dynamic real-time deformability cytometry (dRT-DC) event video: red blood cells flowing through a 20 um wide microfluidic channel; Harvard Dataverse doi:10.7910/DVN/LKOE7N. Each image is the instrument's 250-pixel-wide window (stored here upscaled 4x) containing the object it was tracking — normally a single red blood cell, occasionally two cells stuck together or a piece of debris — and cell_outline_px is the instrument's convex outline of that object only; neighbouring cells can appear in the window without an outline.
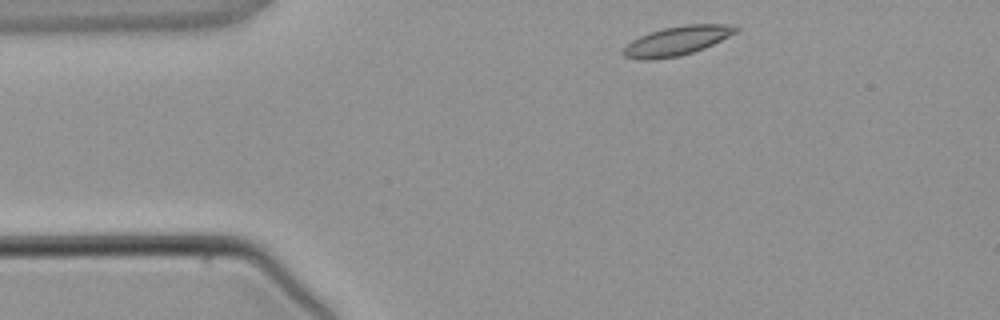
{"species": "common noctule bat (a hibernating species)", "species_latin": "Nyctalus noctula", "temperature_condition": "warm", "stored_images_in_passage": 2, "camera_frame_rate_fps": 3000, "um_per_image_px": 0.085, "animal": {"sex": "male", "body_mass_g": 21.5, "forearm_length_mm": 52.0}, "frame": {"image": 1, "passage_image": 1, "time_ms": 0.0, "image_size_px": [1000, 320], "cell_outline_px": [[740, 28], [736, 32], [704, 48], [680, 56], [652, 60], [640, 60], [624, 56], [620, 52], [632, 40], [648, 32], [664, 28], [684, 24], [724, 24]], "centroid_in_image_um": [57.48, 3.48], "position_along_channel_um": 27.5, "area_um2": 19.02}}
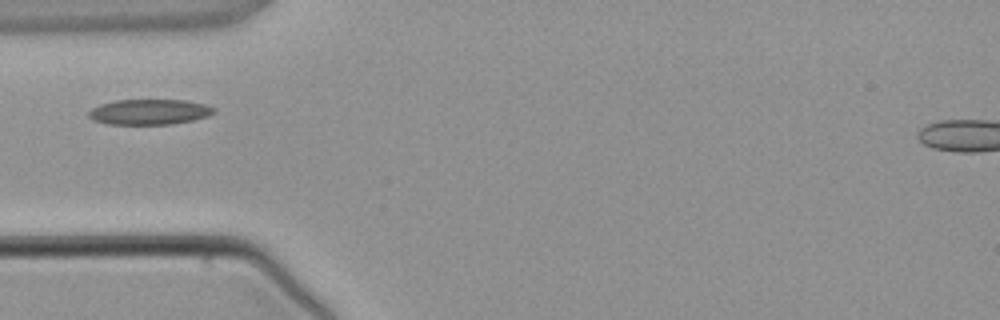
{"frame": {"image": 2, "passage_image": 2, "time_ms": 2.0, "image_size_px": [1000, 320], "cell_outline_px": [[216, 112], [208, 116], [192, 120], [172, 124], [108, 124], [92, 120], [88, 116], [88, 112], [92, 108], [100, 104], [116, 100], [184, 100], [204, 104], [216, 108]], "centroid_in_image_um": [12.69, 9.51], "position_along_channel_um": 72.3, "area_um2": 18.55}}